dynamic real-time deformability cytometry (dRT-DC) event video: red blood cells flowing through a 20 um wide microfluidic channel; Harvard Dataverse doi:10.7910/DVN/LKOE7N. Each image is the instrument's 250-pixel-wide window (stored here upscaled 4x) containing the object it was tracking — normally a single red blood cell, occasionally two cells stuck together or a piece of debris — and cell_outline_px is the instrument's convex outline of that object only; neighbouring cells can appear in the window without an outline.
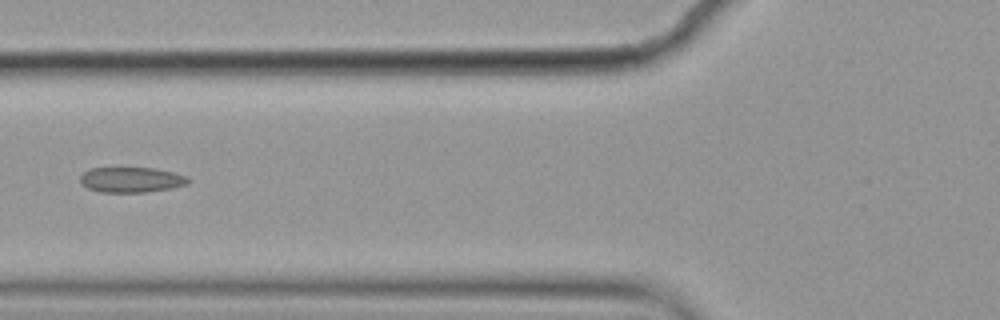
{"species": "common noctule bat (a hibernating species)", "species_latin": "Nyctalus noctula", "temperature_condition": "cold", "stored_images_in_passage": 7, "camera_frame_rate_fps": 3000, "um_per_image_px": 0.085, "animal": {"sex": "female", "body_mass_g": 19.9}, "frame": {"image": 1, "passage_image": 6, "time_ms": 1.667, "image_size_px": [1000, 320], "cell_outline_px": [[188, 184], [172, 188], [144, 192], [100, 192], [88, 188], [80, 184], [80, 176], [84, 172], [92, 168], [156, 168], [188, 176]], "centroid_in_image_um": [11.15, 15.28], "position_along_channel_um": 114.7, "area_um2": 15.9}}
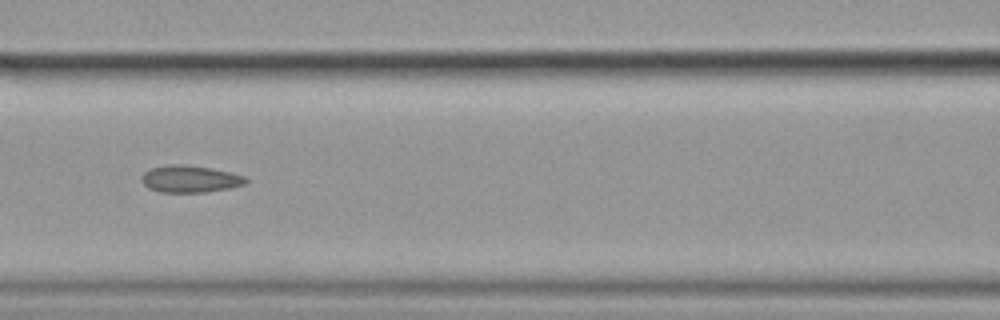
{"frame": {"image": 2, "passage_image": 7, "time_ms": 2.0, "image_size_px": [1000, 320], "cell_outline_px": [[248, 180], [244, 184], [228, 188], [204, 192], [160, 192], [148, 188], [140, 180], [140, 176], [144, 172], [152, 168], [168, 164], [180, 164], [212, 168], [232, 172], [244, 176]], "centroid_in_image_um": [16.12, 15.2], "position_along_channel_um": 150.5, "area_um2": 16.42}}